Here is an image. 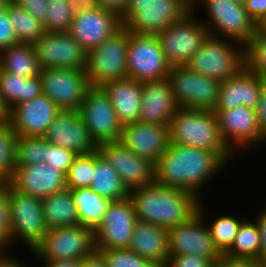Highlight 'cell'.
Segmentation results:
<instances>
[{
	"label": "cell",
	"mask_w": 266,
	"mask_h": 267,
	"mask_svg": "<svg viewBox=\"0 0 266 267\" xmlns=\"http://www.w3.org/2000/svg\"><path fill=\"white\" fill-rule=\"evenodd\" d=\"M227 167L212 151L169 143L155 163V183L187 190L202 200L207 183Z\"/></svg>",
	"instance_id": "6da1fadb"
},
{
	"label": "cell",
	"mask_w": 266,
	"mask_h": 267,
	"mask_svg": "<svg viewBox=\"0 0 266 267\" xmlns=\"http://www.w3.org/2000/svg\"><path fill=\"white\" fill-rule=\"evenodd\" d=\"M139 221L170 229L188 221L198 212L201 201L195 194L181 188L157 183L129 192Z\"/></svg>",
	"instance_id": "7a4b0ae2"
},
{
	"label": "cell",
	"mask_w": 266,
	"mask_h": 267,
	"mask_svg": "<svg viewBox=\"0 0 266 267\" xmlns=\"http://www.w3.org/2000/svg\"><path fill=\"white\" fill-rule=\"evenodd\" d=\"M170 143L216 153L227 165L235 155L223 141L214 111L179 108L169 124Z\"/></svg>",
	"instance_id": "3957f363"
},
{
	"label": "cell",
	"mask_w": 266,
	"mask_h": 267,
	"mask_svg": "<svg viewBox=\"0 0 266 267\" xmlns=\"http://www.w3.org/2000/svg\"><path fill=\"white\" fill-rule=\"evenodd\" d=\"M192 10V0H127L120 19L131 33L157 35Z\"/></svg>",
	"instance_id": "277c9868"
},
{
	"label": "cell",
	"mask_w": 266,
	"mask_h": 267,
	"mask_svg": "<svg viewBox=\"0 0 266 267\" xmlns=\"http://www.w3.org/2000/svg\"><path fill=\"white\" fill-rule=\"evenodd\" d=\"M192 6L195 12L202 8L207 12L206 19L201 20L210 36L231 39L244 46L256 31L257 25L245 7L231 0H192Z\"/></svg>",
	"instance_id": "5b68a950"
},
{
	"label": "cell",
	"mask_w": 266,
	"mask_h": 267,
	"mask_svg": "<svg viewBox=\"0 0 266 267\" xmlns=\"http://www.w3.org/2000/svg\"><path fill=\"white\" fill-rule=\"evenodd\" d=\"M130 32L124 26L98 47L86 52L84 69L89 85L103 87L105 84L125 79Z\"/></svg>",
	"instance_id": "8992f818"
},
{
	"label": "cell",
	"mask_w": 266,
	"mask_h": 267,
	"mask_svg": "<svg viewBox=\"0 0 266 267\" xmlns=\"http://www.w3.org/2000/svg\"><path fill=\"white\" fill-rule=\"evenodd\" d=\"M185 66L196 73L223 82L244 68V46L231 39L209 35Z\"/></svg>",
	"instance_id": "52a82bcc"
},
{
	"label": "cell",
	"mask_w": 266,
	"mask_h": 267,
	"mask_svg": "<svg viewBox=\"0 0 266 267\" xmlns=\"http://www.w3.org/2000/svg\"><path fill=\"white\" fill-rule=\"evenodd\" d=\"M8 203L10 247L15 246L13 244L17 241H22L31 252L48 231L42 212V201L21 193L8 184Z\"/></svg>",
	"instance_id": "ba28073f"
},
{
	"label": "cell",
	"mask_w": 266,
	"mask_h": 267,
	"mask_svg": "<svg viewBox=\"0 0 266 267\" xmlns=\"http://www.w3.org/2000/svg\"><path fill=\"white\" fill-rule=\"evenodd\" d=\"M95 251L94 230L78 224L48 229L29 253L34 260H64L84 259Z\"/></svg>",
	"instance_id": "9c48e42d"
},
{
	"label": "cell",
	"mask_w": 266,
	"mask_h": 267,
	"mask_svg": "<svg viewBox=\"0 0 266 267\" xmlns=\"http://www.w3.org/2000/svg\"><path fill=\"white\" fill-rule=\"evenodd\" d=\"M197 16L192 10L156 35L171 67L185 66L210 35L201 17Z\"/></svg>",
	"instance_id": "30bf717a"
},
{
	"label": "cell",
	"mask_w": 266,
	"mask_h": 267,
	"mask_svg": "<svg viewBox=\"0 0 266 267\" xmlns=\"http://www.w3.org/2000/svg\"><path fill=\"white\" fill-rule=\"evenodd\" d=\"M202 201L203 199L199 203L198 212L188 221L168 229L169 256L194 254L207 257L216 265L222 254L211 238L206 217L209 210Z\"/></svg>",
	"instance_id": "8fae6325"
},
{
	"label": "cell",
	"mask_w": 266,
	"mask_h": 267,
	"mask_svg": "<svg viewBox=\"0 0 266 267\" xmlns=\"http://www.w3.org/2000/svg\"><path fill=\"white\" fill-rule=\"evenodd\" d=\"M179 108L214 111L220 82L196 73L187 66H173L168 76Z\"/></svg>",
	"instance_id": "7c38bea8"
},
{
	"label": "cell",
	"mask_w": 266,
	"mask_h": 267,
	"mask_svg": "<svg viewBox=\"0 0 266 267\" xmlns=\"http://www.w3.org/2000/svg\"><path fill=\"white\" fill-rule=\"evenodd\" d=\"M171 65L167 62L156 35L130 32L127 52L128 78L139 82L168 78Z\"/></svg>",
	"instance_id": "4fadbf2b"
},
{
	"label": "cell",
	"mask_w": 266,
	"mask_h": 267,
	"mask_svg": "<svg viewBox=\"0 0 266 267\" xmlns=\"http://www.w3.org/2000/svg\"><path fill=\"white\" fill-rule=\"evenodd\" d=\"M214 113L223 141L236 156L239 150L244 154L261 148L256 110L240 105L230 110H214Z\"/></svg>",
	"instance_id": "5bb4252c"
},
{
	"label": "cell",
	"mask_w": 266,
	"mask_h": 267,
	"mask_svg": "<svg viewBox=\"0 0 266 267\" xmlns=\"http://www.w3.org/2000/svg\"><path fill=\"white\" fill-rule=\"evenodd\" d=\"M78 113L97 145L119 141L122 124L102 87H90Z\"/></svg>",
	"instance_id": "9a60e30c"
},
{
	"label": "cell",
	"mask_w": 266,
	"mask_h": 267,
	"mask_svg": "<svg viewBox=\"0 0 266 267\" xmlns=\"http://www.w3.org/2000/svg\"><path fill=\"white\" fill-rule=\"evenodd\" d=\"M42 91L61 110H78L89 85L84 70L42 68Z\"/></svg>",
	"instance_id": "2e32d148"
},
{
	"label": "cell",
	"mask_w": 266,
	"mask_h": 267,
	"mask_svg": "<svg viewBox=\"0 0 266 267\" xmlns=\"http://www.w3.org/2000/svg\"><path fill=\"white\" fill-rule=\"evenodd\" d=\"M32 47L41 69L86 67V51L69 32H45Z\"/></svg>",
	"instance_id": "e0dca14e"
},
{
	"label": "cell",
	"mask_w": 266,
	"mask_h": 267,
	"mask_svg": "<svg viewBox=\"0 0 266 267\" xmlns=\"http://www.w3.org/2000/svg\"><path fill=\"white\" fill-rule=\"evenodd\" d=\"M136 221L134 205L129 197L112 201L102 222L94 230L96 250L127 249Z\"/></svg>",
	"instance_id": "ac0fdd59"
},
{
	"label": "cell",
	"mask_w": 266,
	"mask_h": 267,
	"mask_svg": "<svg viewBox=\"0 0 266 267\" xmlns=\"http://www.w3.org/2000/svg\"><path fill=\"white\" fill-rule=\"evenodd\" d=\"M98 151L117 171L128 192L155 182V164L139 157L120 141L99 144Z\"/></svg>",
	"instance_id": "d6986e66"
},
{
	"label": "cell",
	"mask_w": 266,
	"mask_h": 267,
	"mask_svg": "<svg viewBox=\"0 0 266 267\" xmlns=\"http://www.w3.org/2000/svg\"><path fill=\"white\" fill-rule=\"evenodd\" d=\"M122 27L120 16L99 7L73 17L69 33L88 52Z\"/></svg>",
	"instance_id": "ffe728a7"
},
{
	"label": "cell",
	"mask_w": 266,
	"mask_h": 267,
	"mask_svg": "<svg viewBox=\"0 0 266 267\" xmlns=\"http://www.w3.org/2000/svg\"><path fill=\"white\" fill-rule=\"evenodd\" d=\"M43 137L51 144L73 150L78 155L98 150L78 110H60Z\"/></svg>",
	"instance_id": "44dd1931"
},
{
	"label": "cell",
	"mask_w": 266,
	"mask_h": 267,
	"mask_svg": "<svg viewBox=\"0 0 266 267\" xmlns=\"http://www.w3.org/2000/svg\"><path fill=\"white\" fill-rule=\"evenodd\" d=\"M119 141L139 157L155 164L168 149L169 126L136 121L123 125Z\"/></svg>",
	"instance_id": "7402d4cb"
},
{
	"label": "cell",
	"mask_w": 266,
	"mask_h": 267,
	"mask_svg": "<svg viewBox=\"0 0 266 267\" xmlns=\"http://www.w3.org/2000/svg\"><path fill=\"white\" fill-rule=\"evenodd\" d=\"M59 112L56 104L42 93L12 107L10 124L18 136L43 137Z\"/></svg>",
	"instance_id": "603a6c76"
},
{
	"label": "cell",
	"mask_w": 266,
	"mask_h": 267,
	"mask_svg": "<svg viewBox=\"0 0 266 267\" xmlns=\"http://www.w3.org/2000/svg\"><path fill=\"white\" fill-rule=\"evenodd\" d=\"M9 184L21 193L43 199L66 189V175L46 163L17 166Z\"/></svg>",
	"instance_id": "cb8c5ba5"
},
{
	"label": "cell",
	"mask_w": 266,
	"mask_h": 267,
	"mask_svg": "<svg viewBox=\"0 0 266 267\" xmlns=\"http://www.w3.org/2000/svg\"><path fill=\"white\" fill-rule=\"evenodd\" d=\"M178 109L168 78L142 82V101L138 121L169 126Z\"/></svg>",
	"instance_id": "d4e9b609"
},
{
	"label": "cell",
	"mask_w": 266,
	"mask_h": 267,
	"mask_svg": "<svg viewBox=\"0 0 266 267\" xmlns=\"http://www.w3.org/2000/svg\"><path fill=\"white\" fill-rule=\"evenodd\" d=\"M265 84L266 80L244 67L235 76L220 82L215 110H230L240 105L255 110Z\"/></svg>",
	"instance_id": "484cf974"
},
{
	"label": "cell",
	"mask_w": 266,
	"mask_h": 267,
	"mask_svg": "<svg viewBox=\"0 0 266 267\" xmlns=\"http://www.w3.org/2000/svg\"><path fill=\"white\" fill-rule=\"evenodd\" d=\"M128 249L157 267H164L169 257L168 229L137 220Z\"/></svg>",
	"instance_id": "4316f807"
},
{
	"label": "cell",
	"mask_w": 266,
	"mask_h": 267,
	"mask_svg": "<svg viewBox=\"0 0 266 267\" xmlns=\"http://www.w3.org/2000/svg\"><path fill=\"white\" fill-rule=\"evenodd\" d=\"M102 88L108 94L122 126L139 120L142 82L127 77L109 82Z\"/></svg>",
	"instance_id": "83f0119b"
},
{
	"label": "cell",
	"mask_w": 266,
	"mask_h": 267,
	"mask_svg": "<svg viewBox=\"0 0 266 267\" xmlns=\"http://www.w3.org/2000/svg\"><path fill=\"white\" fill-rule=\"evenodd\" d=\"M41 201L42 212L48 229L79 224L71 190L65 189L54 193L41 199Z\"/></svg>",
	"instance_id": "f1b7e54d"
},
{
	"label": "cell",
	"mask_w": 266,
	"mask_h": 267,
	"mask_svg": "<svg viewBox=\"0 0 266 267\" xmlns=\"http://www.w3.org/2000/svg\"><path fill=\"white\" fill-rule=\"evenodd\" d=\"M89 187L98 195L112 201L129 197V192L124 187L117 171L98 150L95 151V168Z\"/></svg>",
	"instance_id": "f546056e"
},
{
	"label": "cell",
	"mask_w": 266,
	"mask_h": 267,
	"mask_svg": "<svg viewBox=\"0 0 266 267\" xmlns=\"http://www.w3.org/2000/svg\"><path fill=\"white\" fill-rule=\"evenodd\" d=\"M71 195L77 209L79 224L95 230L102 222L112 200L98 195L90 187L71 190Z\"/></svg>",
	"instance_id": "4dcf8cb0"
},
{
	"label": "cell",
	"mask_w": 266,
	"mask_h": 267,
	"mask_svg": "<svg viewBox=\"0 0 266 267\" xmlns=\"http://www.w3.org/2000/svg\"><path fill=\"white\" fill-rule=\"evenodd\" d=\"M42 82L40 74L26 78L0 70V94L10 108L41 95Z\"/></svg>",
	"instance_id": "1f68e13d"
},
{
	"label": "cell",
	"mask_w": 266,
	"mask_h": 267,
	"mask_svg": "<svg viewBox=\"0 0 266 267\" xmlns=\"http://www.w3.org/2000/svg\"><path fill=\"white\" fill-rule=\"evenodd\" d=\"M0 70L26 78L40 74V65L31 43H17L0 52Z\"/></svg>",
	"instance_id": "d6a6232c"
},
{
	"label": "cell",
	"mask_w": 266,
	"mask_h": 267,
	"mask_svg": "<svg viewBox=\"0 0 266 267\" xmlns=\"http://www.w3.org/2000/svg\"><path fill=\"white\" fill-rule=\"evenodd\" d=\"M246 218L240 225L232 246L223 254L231 258L259 260L260 231L253 218Z\"/></svg>",
	"instance_id": "836d02e7"
},
{
	"label": "cell",
	"mask_w": 266,
	"mask_h": 267,
	"mask_svg": "<svg viewBox=\"0 0 266 267\" xmlns=\"http://www.w3.org/2000/svg\"><path fill=\"white\" fill-rule=\"evenodd\" d=\"M18 43H33L44 33L43 23L11 0L6 6Z\"/></svg>",
	"instance_id": "e575fe53"
},
{
	"label": "cell",
	"mask_w": 266,
	"mask_h": 267,
	"mask_svg": "<svg viewBox=\"0 0 266 267\" xmlns=\"http://www.w3.org/2000/svg\"><path fill=\"white\" fill-rule=\"evenodd\" d=\"M18 135L11 124L0 125V185L9 184L16 168Z\"/></svg>",
	"instance_id": "d590c367"
},
{
	"label": "cell",
	"mask_w": 266,
	"mask_h": 267,
	"mask_svg": "<svg viewBox=\"0 0 266 267\" xmlns=\"http://www.w3.org/2000/svg\"><path fill=\"white\" fill-rule=\"evenodd\" d=\"M245 219L244 216L239 218L232 214H224L208 222L211 238L222 255L232 246L238 229Z\"/></svg>",
	"instance_id": "8d00e7d4"
},
{
	"label": "cell",
	"mask_w": 266,
	"mask_h": 267,
	"mask_svg": "<svg viewBox=\"0 0 266 267\" xmlns=\"http://www.w3.org/2000/svg\"><path fill=\"white\" fill-rule=\"evenodd\" d=\"M244 67L266 80V32L256 31L244 45Z\"/></svg>",
	"instance_id": "74e56055"
},
{
	"label": "cell",
	"mask_w": 266,
	"mask_h": 267,
	"mask_svg": "<svg viewBox=\"0 0 266 267\" xmlns=\"http://www.w3.org/2000/svg\"><path fill=\"white\" fill-rule=\"evenodd\" d=\"M50 144L44 137L18 136L16 167L44 163L46 150Z\"/></svg>",
	"instance_id": "f35d334b"
},
{
	"label": "cell",
	"mask_w": 266,
	"mask_h": 267,
	"mask_svg": "<svg viewBox=\"0 0 266 267\" xmlns=\"http://www.w3.org/2000/svg\"><path fill=\"white\" fill-rule=\"evenodd\" d=\"M95 168V152L79 154L66 174V189L89 187Z\"/></svg>",
	"instance_id": "ab89813d"
},
{
	"label": "cell",
	"mask_w": 266,
	"mask_h": 267,
	"mask_svg": "<svg viewBox=\"0 0 266 267\" xmlns=\"http://www.w3.org/2000/svg\"><path fill=\"white\" fill-rule=\"evenodd\" d=\"M46 12L42 22L45 32H69L73 15L68 8V0H47Z\"/></svg>",
	"instance_id": "60d3db41"
},
{
	"label": "cell",
	"mask_w": 266,
	"mask_h": 267,
	"mask_svg": "<svg viewBox=\"0 0 266 267\" xmlns=\"http://www.w3.org/2000/svg\"><path fill=\"white\" fill-rule=\"evenodd\" d=\"M96 251L103 256L107 267H157L128 248Z\"/></svg>",
	"instance_id": "b9f144b4"
},
{
	"label": "cell",
	"mask_w": 266,
	"mask_h": 267,
	"mask_svg": "<svg viewBox=\"0 0 266 267\" xmlns=\"http://www.w3.org/2000/svg\"><path fill=\"white\" fill-rule=\"evenodd\" d=\"M77 156L78 154L73 150L50 144L46 150L44 163L55 167L66 175Z\"/></svg>",
	"instance_id": "7bdbcfd3"
},
{
	"label": "cell",
	"mask_w": 266,
	"mask_h": 267,
	"mask_svg": "<svg viewBox=\"0 0 266 267\" xmlns=\"http://www.w3.org/2000/svg\"><path fill=\"white\" fill-rule=\"evenodd\" d=\"M0 242L7 249H10V214L8 203V184L0 185Z\"/></svg>",
	"instance_id": "ee69618b"
},
{
	"label": "cell",
	"mask_w": 266,
	"mask_h": 267,
	"mask_svg": "<svg viewBox=\"0 0 266 267\" xmlns=\"http://www.w3.org/2000/svg\"><path fill=\"white\" fill-rule=\"evenodd\" d=\"M164 267H216L207 257L194 254L169 256Z\"/></svg>",
	"instance_id": "f6af8a7d"
},
{
	"label": "cell",
	"mask_w": 266,
	"mask_h": 267,
	"mask_svg": "<svg viewBox=\"0 0 266 267\" xmlns=\"http://www.w3.org/2000/svg\"><path fill=\"white\" fill-rule=\"evenodd\" d=\"M16 34L9 19L7 9L0 11V52L17 44Z\"/></svg>",
	"instance_id": "bcb514c9"
},
{
	"label": "cell",
	"mask_w": 266,
	"mask_h": 267,
	"mask_svg": "<svg viewBox=\"0 0 266 267\" xmlns=\"http://www.w3.org/2000/svg\"><path fill=\"white\" fill-rule=\"evenodd\" d=\"M16 5L24 8L28 11L34 18L43 22L47 16V0H11Z\"/></svg>",
	"instance_id": "7dc6e473"
},
{
	"label": "cell",
	"mask_w": 266,
	"mask_h": 267,
	"mask_svg": "<svg viewBox=\"0 0 266 267\" xmlns=\"http://www.w3.org/2000/svg\"><path fill=\"white\" fill-rule=\"evenodd\" d=\"M258 207L259 211L257 210V216L254 215V220L258 225L261 239L259 261L266 265V204L263 207Z\"/></svg>",
	"instance_id": "c3c4849f"
},
{
	"label": "cell",
	"mask_w": 266,
	"mask_h": 267,
	"mask_svg": "<svg viewBox=\"0 0 266 267\" xmlns=\"http://www.w3.org/2000/svg\"><path fill=\"white\" fill-rule=\"evenodd\" d=\"M256 114L261 132V148L266 146V84L262 87L259 95Z\"/></svg>",
	"instance_id": "681fc988"
},
{
	"label": "cell",
	"mask_w": 266,
	"mask_h": 267,
	"mask_svg": "<svg viewBox=\"0 0 266 267\" xmlns=\"http://www.w3.org/2000/svg\"><path fill=\"white\" fill-rule=\"evenodd\" d=\"M216 267H266V265L259 260L231 258L222 255Z\"/></svg>",
	"instance_id": "f907efd6"
},
{
	"label": "cell",
	"mask_w": 266,
	"mask_h": 267,
	"mask_svg": "<svg viewBox=\"0 0 266 267\" xmlns=\"http://www.w3.org/2000/svg\"><path fill=\"white\" fill-rule=\"evenodd\" d=\"M244 7L256 25L266 15V0H246Z\"/></svg>",
	"instance_id": "816d5d0a"
},
{
	"label": "cell",
	"mask_w": 266,
	"mask_h": 267,
	"mask_svg": "<svg viewBox=\"0 0 266 267\" xmlns=\"http://www.w3.org/2000/svg\"><path fill=\"white\" fill-rule=\"evenodd\" d=\"M68 8L73 16L99 8L97 0H68Z\"/></svg>",
	"instance_id": "f5cc1de1"
},
{
	"label": "cell",
	"mask_w": 266,
	"mask_h": 267,
	"mask_svg": "<svg viewBox=\"0 0 266 267\" xmlns=\"http://www.w3.org/2000/svg\"><path fill=\"white\" fill-rule=\"evenodd\" d=\"M42 267H81L82 259L38 260Z\"/></svg>",
	"instance_id": "db71d44e"
},
{
	"label": "cell",
	"mask_w": 266,
	"mask_h": 267,
	"mask_svg": "<svg viewBox=\"0 0 266 267\" xmlns=\"http://www.w3.org/2000/svg\"><path fill=\"white\" fill-rule=\"evenodd\" d=\"M99 7L107 10L114 11L119 16H121L125 9L127 0H97Z\"/></svg>",
	"instance_id": "11a10c76"
},
{
	"label": "cell",
	"mask_w": 266,
	"mask_h": 267,
	"mask_svg": "<svg viewBox=\"0 0 266 267\" xmlns=\"http://www.w3.org/2000/svg\"><path fill=\"white\" fill-rule=\"evenodd\" d=\"M81 267H107L103 256L95 251L87 258L82 259Z\"/></svg>",
	"instance_id": "9f6ffc18"
},
{
	"label": "cell",
	"mask_w": 266,
	"mask_h": 267,
	"mask_svg": "<svg viewBox=\"0 0 266 267\" xmlns=\"http://www.w3.org/2000/svg\"><path fill=\"white\" fill-rule=\"evenodd\" d=\"M11 120V108L0 94V125L8 124Z\"/></svg>",
	"instance_id": "6f0895ef"
},
{
	"label": "cell",
	"mask_w": 266,
	"mask_h": 267,
	"mask_svg": "<svg viewBox=\"0 0 266 267\" xmlns=\"http://www.w3.org/2000/svg\"><path fill=\"white\" fill-rule=\"evenodd\" d=\"M10 250L6 248L0 254V267H7L16 258V256L9 254Z\"/></svg>",
	"instance_id": "680465c9"
},
{
	"label": "cell",
	"mask_w": 266,
	"mask_h": 267,
	"mask_svg": "<svg viewBox=\"0 0 266 267\" xmlns=\"http://www.w3.org/2000/svg\"><path fill=\"white\" fill-rule=\"evenodd\" d=\"M19 258H15L7 267H28V264H23L22 260H18Z\"/></svg>",
	"instance_id": "91938a15"
},
{
	"label": "cell",
	"mask_w": 266,
	"mask_h": 267,
	"mask_svg": "<svg viewBox=\"0 0 266 267\" xmlns=\"http://www.w3.org/2000/svg\"><path fill=\"white\" fill-rule=\"evenodd\" d=\"M257 29L262 32H266V15L257 24Z\"/></svg>",
	"instance_id": "94428289"
},
{
	"label": "cell",
	"mask_w": 266,
	"mask_h": 267,
	"mask_svg": "<svg viewBox=\"0 0 266 267\" xmlns=\"http://www.w3.org/2000/svg\"><path fill=\"white\" fill-rule=\"evenodd\" d=\"M10 0H0V11L6 9V6Z\"/></svg>",
	"instance_id": "6125c7cd"
},
{
	"label": "cell",
	"mask_w": 266,
	"mask_h": 267,
	"mask_svg": "<svg viewBox=\"0 0 266 267\" xmlns=\"http://www.w3.org/2000/svg\"><path fill=\"white\" fill-rule=\"evenodd\" d=\"M232 2L234 3H237V4H240V5H243L245 4L246 0H231Z\"/></svg>",
	"instance_id": "be15d7a7"
},
{
	"label": "cell",
	"mask_w": 266,
	"mask_h": 267,
	"mask_svg": "<svg viewBox=\"0 0 266 267\" xmlns=\"http://www.w3.org/2000/svg\"><path fill=\"white\" fill-rule=\"evenodd\" d=\"M6 249V247L0 242V254Z\"/></svg>",
	"instance_id": "e7e4bbea"
}]
</instances>
